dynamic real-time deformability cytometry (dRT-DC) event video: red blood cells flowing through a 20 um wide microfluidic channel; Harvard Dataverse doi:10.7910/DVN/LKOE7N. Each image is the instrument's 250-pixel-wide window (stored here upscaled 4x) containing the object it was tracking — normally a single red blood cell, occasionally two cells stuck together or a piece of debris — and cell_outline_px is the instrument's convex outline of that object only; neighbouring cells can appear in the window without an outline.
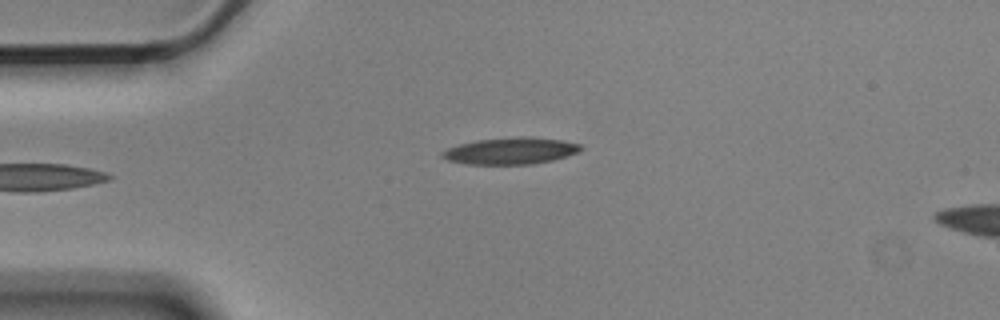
{"species": "Egyptian fruit bat (a non-hibernating species)", "species_latin": "Rousettus aegyptiacus", "temperature_condition": "cold", "stored_images_in_passage": 4, "camera_frame_rate_fps": 3000, "um_per_image_px": 0.085, "animal": {"sex": "male"}, "frame": {"image": 1, "passage_image": 4, "time_ms": 1.0, "image_size_px": [1000, 320], "cell_outline_px": [[584, 148], [576, 152], [552, 160], [532, 164], [464, 164], [448, 160], [440, 156], [440, 152], [448, 148], [460, 144], [476, 140], [520, 136], [532, 136], [564, 140], [580, 144]], "centroid_in_image_um": [43.39, 12.81], "position_along_channel_um": 41.6, "area_um2": 21.62}}